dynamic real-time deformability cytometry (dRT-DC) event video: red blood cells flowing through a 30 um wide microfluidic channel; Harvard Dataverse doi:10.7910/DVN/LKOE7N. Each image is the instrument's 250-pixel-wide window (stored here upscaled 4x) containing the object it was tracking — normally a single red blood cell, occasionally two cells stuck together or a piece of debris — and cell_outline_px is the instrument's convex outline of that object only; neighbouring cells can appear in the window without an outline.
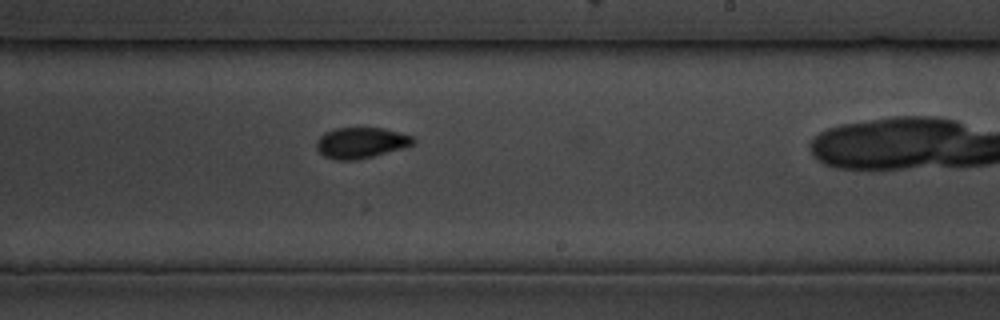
{"species": "common noctule bat (a hibernating species)", "species_latin": "Nyctalus noctula", "temperature_condition": "cold", "stored_images_in_passage": 40, "camera_frame_rate_fps": 3000, "um_per_image_px": 0.085, "animal": {"sex": "male", "body_mass_g": 19.5, "forearm_length_mm": 54.6}, "frame": {"image": 1, "passage_image": 29, "time_ms": 9.333, "image_size_px": [1000, 320], "cell_outline_px": [[416, 144], [404, 148], [356, 160], [336, 160], [324, 156], [316, 148], [316, 140], [324, 132], [332, 128], [384, 128], [416, 136]], "centroid_in_image_um": [30.72, 12.12], "position_along_channel_um": 258.3, "area_um2": 17.69}}